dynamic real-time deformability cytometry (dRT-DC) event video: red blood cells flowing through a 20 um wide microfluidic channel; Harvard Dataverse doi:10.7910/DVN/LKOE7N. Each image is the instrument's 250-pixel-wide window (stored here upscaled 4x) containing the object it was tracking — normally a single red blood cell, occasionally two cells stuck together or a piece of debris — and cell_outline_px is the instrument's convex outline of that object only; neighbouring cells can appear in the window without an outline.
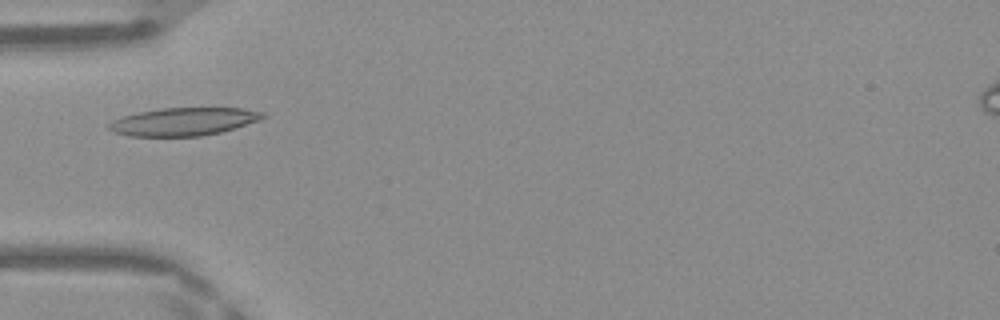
{"species": "Egyptian fruit bat (a non-hibernating species)", "species_latin": "Rousettus aegyptiacus", "temperature_condition": "warm", "stored_images_in_passage": 45, "camera_frame_rate_fps": 3000, "um_per_image_px": 0.085, "frame": {"image": 1, "passage_image": 12, "time_ms": 3.667, "image_size_px": [1000, 320], "cell_outline_px": [[268, 116], [260, 120], [220, 132], [200, 136], [128, 136], [112, 132], [108, 128], [108, 124], [112, 120], [124, 116], [140, 112], [160, 108], [240, 108], [264, 112]], "centroid_in_image_um": [15.6, 10.34], "position_along_channel_um": 69.4, "area_um2": 24.97}}
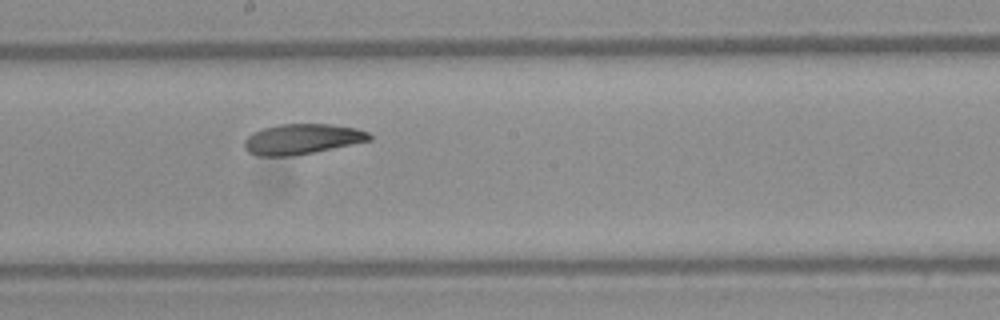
{"frame": {"image": 2, "passage_image": 23, "time_ms": 7.333, "image_size_px": [1000, 320], "cell_outline_px": [[372, 140], [292, 156], [260, 156], [248, 152], [244, 148], [244, 140], [252, 132], [264, 128], [280, 124], [328, 124], [356, 128], [368, 132], [372, 136]], "centroid_in_image_um": [25.65, 11.82], "position_along_channel_um": 222.5, "area_um2": 21.96}}
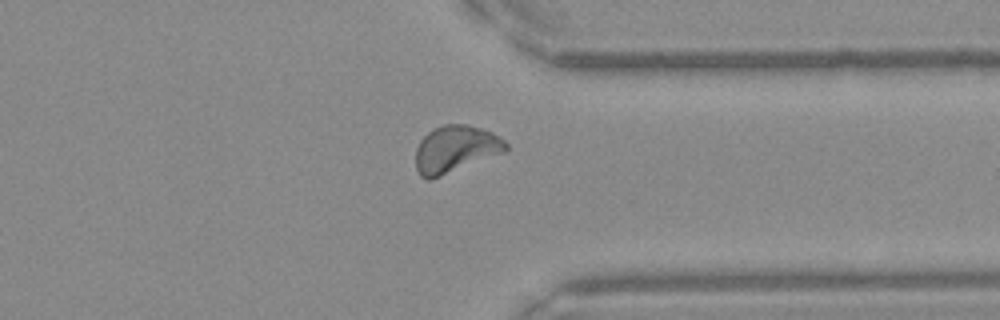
{"frame": {"image": 3, "passage_image": 34, "time_ms": 11.0, "image_size_px": [1000, 320], "cell_outline_px": [[508, 148], [504, 152], [432, 180], [428, 180], [420, 176], [416, 168], [416, 148], [420, 140], [432, 128], [444, 124], [468, 124], [492, 132], [504, 140], [508, 144]], "centroid_in_image_um": [38.69, 12.68], "position_along_channel_um": 372.7, "area_um2": 24.85}, "authors_computed_cell_mechanics": {"area_um2": 23.2934, "velocity_mm_per_s": 4.1652, "shape_relaxation_time_tau1_ms": 6.214, "shape_relaxation_time_tau2_ms": 4.4442, "deformation_change_tau1": 0.1625, "deformation_change_tau2": 0.1036}}